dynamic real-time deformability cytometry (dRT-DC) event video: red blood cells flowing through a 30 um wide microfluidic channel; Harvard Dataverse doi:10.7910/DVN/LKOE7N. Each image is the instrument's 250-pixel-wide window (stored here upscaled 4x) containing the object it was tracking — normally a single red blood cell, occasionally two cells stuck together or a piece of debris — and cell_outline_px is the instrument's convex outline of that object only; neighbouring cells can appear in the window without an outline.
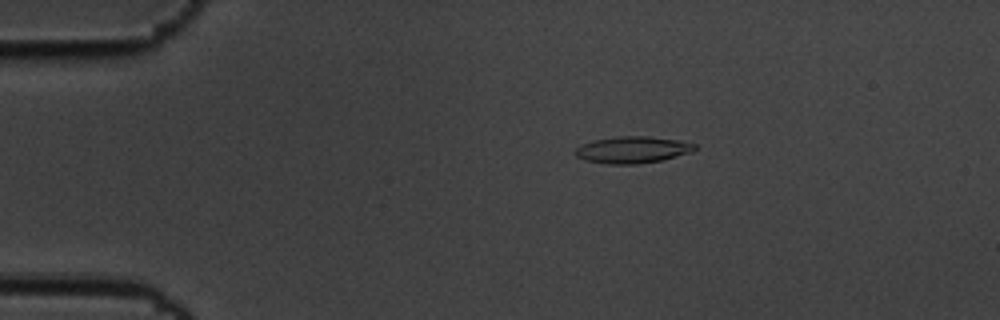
{"species": "common noctule bat (a hibernating species)", "species_latin": "Nyctalus noctula", "temperature_condition": "cold", "stored_images_in_passage": 2, "camera_frame_rate_fps": 3000, "um_per_image_px": 0.085, "animal": {"sex": "male", "body_mass_g": 19.5, "forearm_length_mm": 54.6}, "frame": {"image": 1, "passage_image": 1, "time_ms": 0.0, "image_size_px": [1000, 320], "cell_outline_px": [[680, 152], [656, 160], [596, 160], [608, 140], [664, 140], [672, 144]], "centroid_in_image_um": [54.13, 12.76], "position_along_channel_um": 30.9, "area_um2": 10.0}}